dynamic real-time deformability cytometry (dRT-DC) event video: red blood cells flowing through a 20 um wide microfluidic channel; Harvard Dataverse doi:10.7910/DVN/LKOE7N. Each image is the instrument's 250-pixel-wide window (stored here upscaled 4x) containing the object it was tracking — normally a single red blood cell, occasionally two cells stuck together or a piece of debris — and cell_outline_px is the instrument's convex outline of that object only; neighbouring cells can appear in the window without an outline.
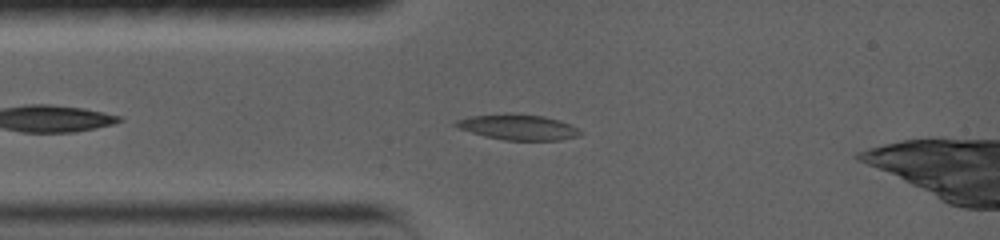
{"species": "common noctule bat (a hibernating species)", "species_latin": "Nyctalus noctula", "temperature_condition": "warm", "stored_images_in_passage": 26, "camera_frame_rate_fps": 5000, "um_per_image_px": 0.085, "animal": {"sex": "female", "body_mass_g": 19.0, "forearm_length_mm": 56.7}, "frame": {"image": 1, "passage_image": 3, "time_ms": 0.8, "image_size_px": [1000, 240], "cell_outline_px": [[584, 132], [580, 136], [560, 140], [504, 140], [484, 136], [460, 128], [452, 124], [456, 120], [468, 116], [504, 112], [508, 112], [544, 116], [560, 120], [572, 124], [580, 128]], "centroid_in_image_um": [44.08, 10.78], "position_along_channel_um": 40.9, "area_um2": 19.02}}
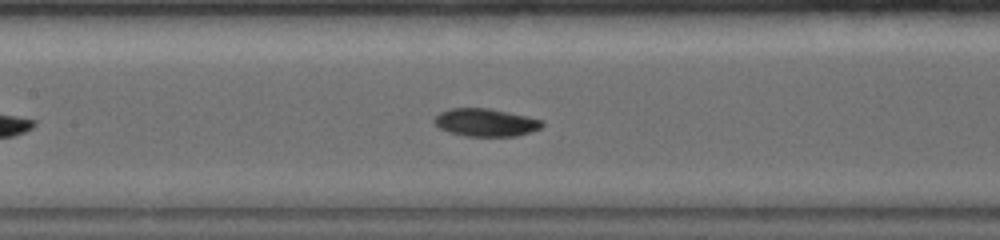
{"frame": {"image": 2, "passage_image": 13, "time_ms": 4.2, "image_size_px": [1000, 240], "cell_outline_px": [[544, 124], [540, 128], [516, 136], [464, 136], [448, 132], [440, 128], [432, 120], [440, 112], [448, 108], [488, 108], [524, 116], [540, 120]], "centroid_in_image_um": [41.21, 10.41], "position_along_channel_um": 166.2, "area_um2": 17.22}}
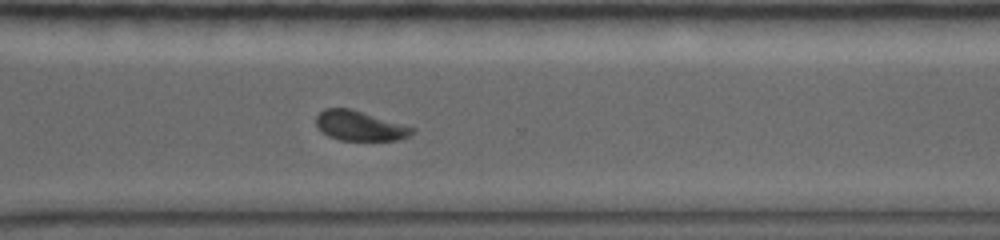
{"frame": {"image": 3, "passage_image": 26, "time_ms": 8.8, "image_size_px": [1000, 240], "cell_outline_px": [[416, 132], [400, 140], [340, 140], [328, 136], [316, 124], [316, 116], [324, 108], [352, 108], [416, 128]], "centroid_in_image_um": [30.62, 10.68], "position_along_channel_um": 340.0, "area_um2": 16.76}}